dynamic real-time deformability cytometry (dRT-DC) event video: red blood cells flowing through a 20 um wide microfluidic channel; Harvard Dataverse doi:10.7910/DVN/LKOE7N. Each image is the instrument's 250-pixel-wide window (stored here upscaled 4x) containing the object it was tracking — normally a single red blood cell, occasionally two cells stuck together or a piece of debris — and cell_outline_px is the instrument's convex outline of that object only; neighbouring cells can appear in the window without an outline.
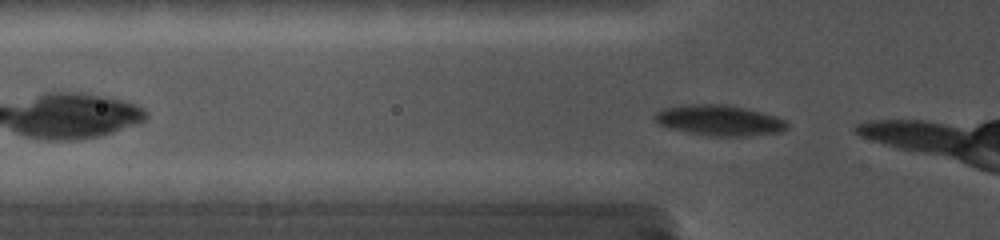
{"species": "common noctule bat (a hibernating species)", "species_latin": "Nyctalus noctula", "temperature_condition": "cold", "stored_images_in_passage": 6, "camera_frame_rate_fps": 5000, "um_per_image_px": 0.085, "animal": {"sex": "female", "body_mass_g": 19.0, "forearm_length_mm": 56.7}, "frame": {"image": 1, "passage_image": 2, "time_ms": 0.2, "image_size_px": [1000, 240], "cell_outline_px": [[788, 128], [784, 132], [744, 136], [708, 136], [672, 128], [660, 124], [652, 120], [652, 116], [656, 112], [664, 108], [680, 104], [728, 104], [776, 116], [788, 120]], "centroid_in_image_um": [61.16, 10.22], "position_along_channel_um": 64.6, "area_um2": 23.81}}